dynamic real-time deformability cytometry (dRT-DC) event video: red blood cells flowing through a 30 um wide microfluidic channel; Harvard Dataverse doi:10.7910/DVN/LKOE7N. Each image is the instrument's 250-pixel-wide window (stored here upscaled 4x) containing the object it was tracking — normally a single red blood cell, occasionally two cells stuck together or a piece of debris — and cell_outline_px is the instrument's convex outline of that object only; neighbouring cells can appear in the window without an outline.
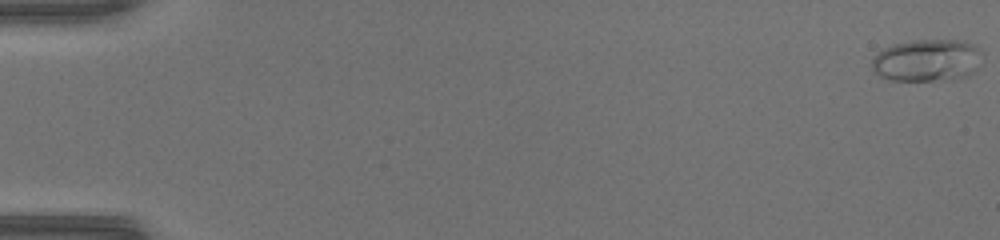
{"species": "common noctule bat (a hibernating species)", "species_latin": "Nyctalus noctula", "temperature_condition": "warm", "stored_images_in_passage": 51, "camera_frame_rate_fps": 3000, "um_per_image_px": 0.085, "animal": {"sex": "female", "body_mass_g": 17.0, "forearm_length_mm": 48.0}, "frame": {"image": 1, "passage_image": 1, "time_ms": 0.0, "image_size_px": [1000, 240], "cell_outline_px": [[984, 56], [976, 68], [968, 76], [952, 80], [888, 80], [872, 72], [872, 60], [884, 48], [892, 44], [912, 40], [964, 40], [976, 44], [984, 52]], "centroid_in_image_um": [78.86, 5.12], "position_along_channel_um": 6.1, "area_um2": 27.69}}
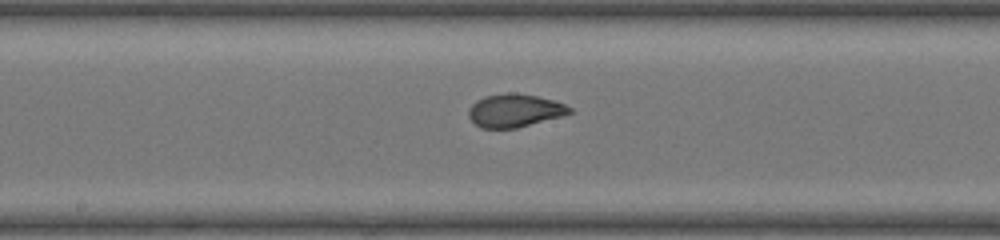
{"frame": {"image": 2, "passage_image": 28, "time_ms": 9.0, "image_size_px": [1000, 240], "cell_outline_px": [[572, 112], [560, 116], [516, 128], [480, 128], [468, 116], [468, 108], [476, 100], [484, 96], [508, 92], [516, 92], [536, 96], [552, 100], [564, 104], [572, 108]], "centroid_in_image_um": [43.7, 9.38], "position_along_channel_um": 204.5, "area_um2": 19.36}}
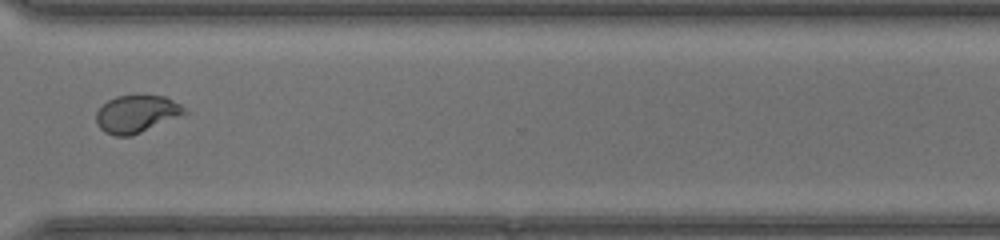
{"frame": {"image": 3, "passage_image": 39, "time_ms": 12.667, "image_size_px": [1000, 240], "cell_outline_px": [[188, 112], [132, 136], [116, 136], [104, 132], [96, 124], [96, 112], [108, 100], [116, 96], [164, 96], [188, 108]], "centroid_in_image_um": [11.59, 9.69], "position_along_channel_um": 359.0, "area_um2": 19.07}, "authors_computed_cell_mechanics": {"area_um2": 20.519, "velocity_mm_per_s": 4.2265, "shape_relaxation_time_tau1_ms": 7.9574, "shape_relaxation_time_tau2_ms": null, "deformation_change_tau1": 0.2579, "deformation_change_tau2": null}}